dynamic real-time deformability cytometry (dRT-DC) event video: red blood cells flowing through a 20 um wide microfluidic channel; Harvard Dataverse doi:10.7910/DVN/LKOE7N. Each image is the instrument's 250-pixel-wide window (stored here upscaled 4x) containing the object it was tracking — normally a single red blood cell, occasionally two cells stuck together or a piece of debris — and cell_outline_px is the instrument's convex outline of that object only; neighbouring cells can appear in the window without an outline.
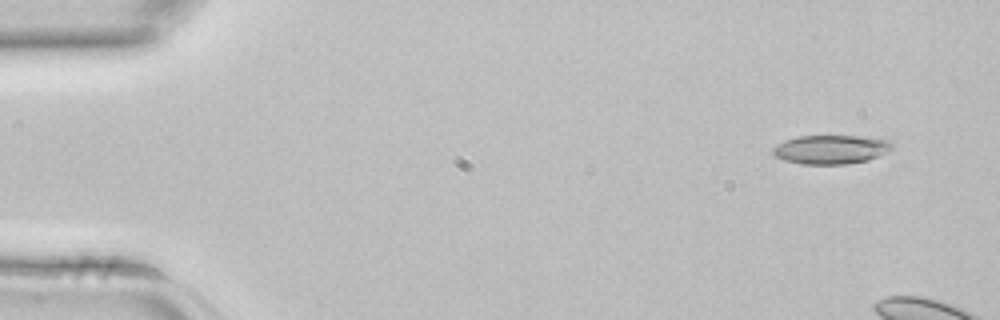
{"species": "common noctule bat (a hibernating species)", "species_latin": "Nyctalus noctula", "temperature_condition": "room temperature", "stored_images_in_passage": 4, "camera_frame_rate_fps": 3000, "um_per_image_px": 0.085, "animal": {"sex": "female", "body_mass_g": 22.7, "forearm_length_mm": 54.2}, "frame": {"image": 1, "passage_image": 1, "time_ms": 0.0, "image_size_px": [1000, 320], "cell_outline_px": [[892, 148], [888, 152], [880, 156], [868, 160], [848, 164], [804, 164], [784, 160], [776, 156], [772, 152], [772, 148], [776, 144], [784, 140], [796, 136], [860, 136], [888, 140], [892, 144]], "centroid_in_image_um": [70.62, 12.7], "position_along_channel_um": 14.4, "area_um2": 20.17}}
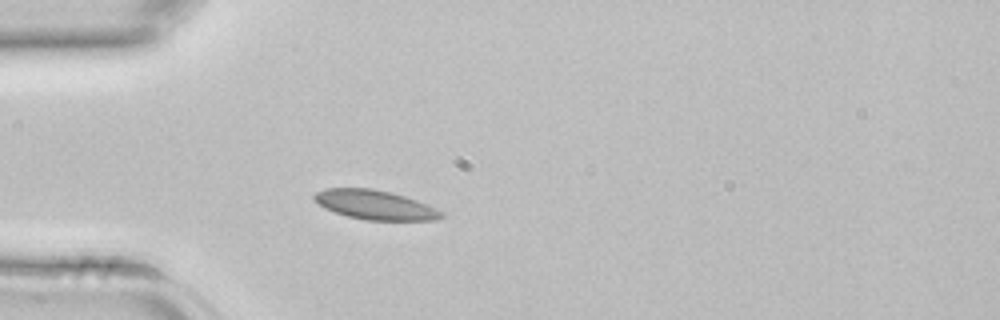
{"frame": {"image": 2, "passage_image": 4, "time_ms": 1.0, "image_size_px": [1000, 320], "cell_outline_px": [[444, 216], [436, 220], [364, 220], [348, 216], [324, 208], [312, 196], [316, 192], [324, 188], [372, 188], [392, 192], [416, 200], [436, 208], [444, 212]], "centroid_in_image_um": [31.89, 17.41], "position_along_channel_um": 53.1, "area_um2": 21.68}}